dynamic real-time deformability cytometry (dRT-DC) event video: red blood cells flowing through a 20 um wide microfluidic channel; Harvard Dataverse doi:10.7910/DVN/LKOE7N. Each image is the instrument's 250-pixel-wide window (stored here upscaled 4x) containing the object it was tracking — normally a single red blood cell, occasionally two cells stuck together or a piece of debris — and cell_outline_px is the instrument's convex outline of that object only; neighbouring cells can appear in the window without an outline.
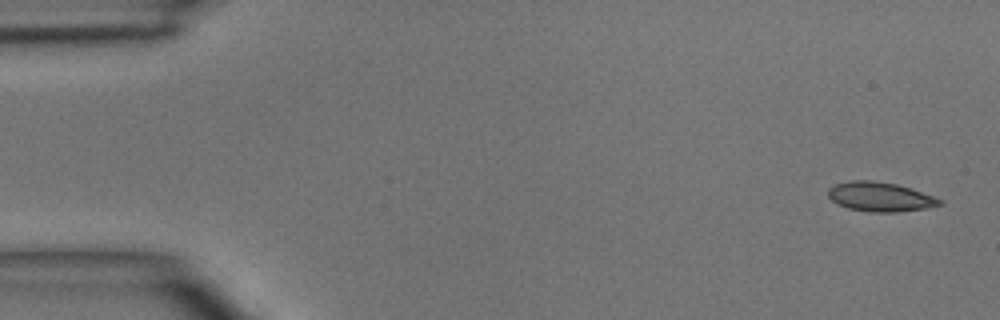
{"species": "common noctule bat (a hibernating species)", "species_latin": "Nyctalus noctula", "temperature_condition": "room temperature", "stored_images_in_passage": 4, "camera_frame_rate_fps": 3000, "um_per_image_px": 0.085, "animal": {"sex": "male", "body_mass_g": 15.6}, "frame": {"image": 1, "passage_image": 1, "time_ms": 0.0, "image_size_px": [1000, 320], "cell_outline_px": [[944, 204], [924, 208], [896, 212], [872, 212], [848, 208], [836, 204], [828, 196], [828, 188], [836, 184], [852, 180], [872, 180], [896, 184], [912, 188], [944, 200]], "centroid_in_image_um": [74.82, 16.72], "position_along_channel_um": 10.2, "area_um2": 19.13}}
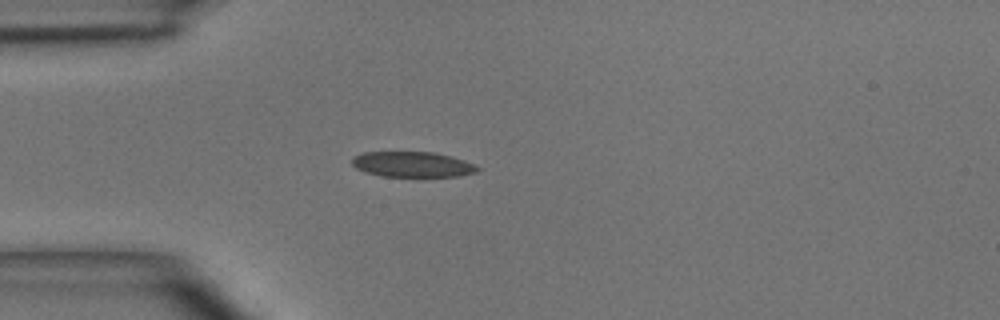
{"frame": {"image": 2, "passage_image": 4, "time_ms": 3.667, "image_size_px": [1000, 320], "cell_outline_px": [[480, 168], [476, 172], [460, 176], [384, 176], [364, 172], [356, 168], [352, 164], [352, 156], [364, 152], [432, 152], [452, 156], [464, 160]], "centroid_in_image_um": [35.03, 13.96], "position_along_channel_um": 50.0, "area_um2": 18.5}}